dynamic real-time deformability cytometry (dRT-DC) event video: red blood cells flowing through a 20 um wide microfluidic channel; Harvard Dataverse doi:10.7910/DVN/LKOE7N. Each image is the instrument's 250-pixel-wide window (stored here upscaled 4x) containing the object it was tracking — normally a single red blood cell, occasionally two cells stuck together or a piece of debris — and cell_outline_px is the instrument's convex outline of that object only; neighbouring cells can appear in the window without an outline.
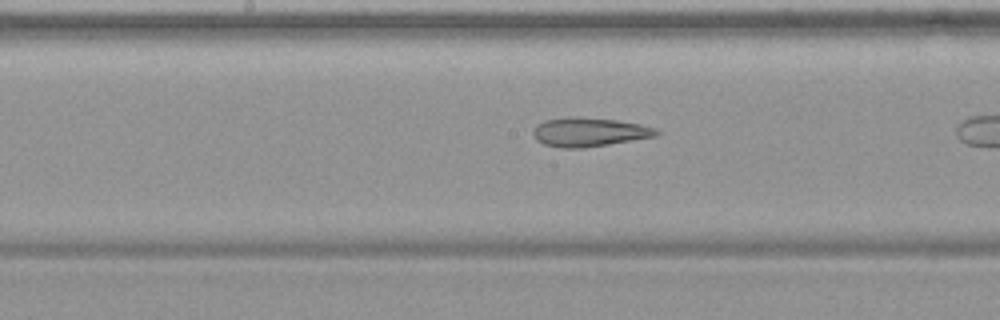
{"species": "common noctule bat (a hibernating species)", "species_latin": "Nyctalus noctula", "temperature_condition": "warm", "stored_images_in_passage": 34, "camera_frame_rate_fps": 3000, "um_per_image_px": 0.085, "animal": {"sex": "female", "body_mass_g": 19.9}, "frame": {"image": 1, "passage_image": 20, "time_ms": 6.333, "image_size_px": [1000, 320], "cell_outline_px": [[660, 132], [656, 136], [584, 148], [560, 148], [544, 144], [536, 140], [532, 136], [532, 132], [536, 124], [544, 120], [568, 116], [616, 120], [640, 124], [656, 128]], "centroid_in_image_um": [50.02, 11.22], "position_along_channel_um": 198.2, "area_um2": 20.87}}